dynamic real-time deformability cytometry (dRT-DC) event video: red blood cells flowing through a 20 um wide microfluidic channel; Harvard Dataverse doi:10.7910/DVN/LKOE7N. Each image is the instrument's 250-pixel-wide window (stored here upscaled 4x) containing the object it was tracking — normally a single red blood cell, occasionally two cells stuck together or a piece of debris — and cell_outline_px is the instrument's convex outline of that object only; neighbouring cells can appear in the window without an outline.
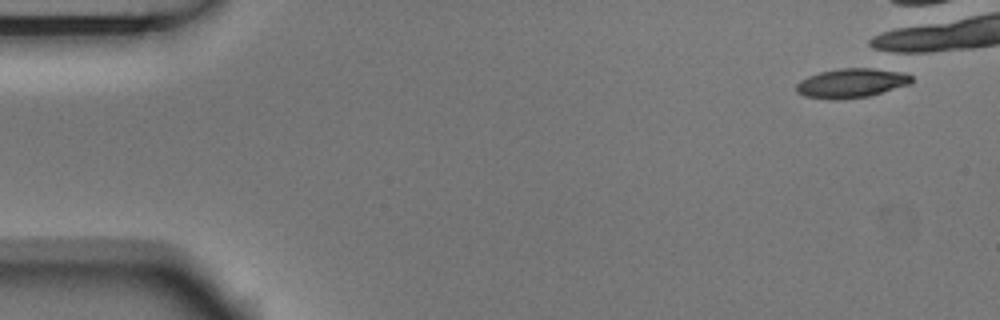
{"species": "Egyptian fruit bat (a non-hibernating species)", "species_latin": "Rousettus aegyptiacus", "temperature_condition": "room temperature", "stored_images_in_passage": 1, "camera_frame_rate_fps": 3000, "um_per_image_px": 0.085, "animal": {"sex": "male"}, "frame": {"image": 1, "passage_image": 1, "time_ms": 0.0, "image_size_px": [1000, 320], "cell_outline_px": [[912, 80], [908, 84], [868, 96], [836, 100], [832, 100], [804, 96], [796, 92], [796, 84], [800, 80], [808, 76], [820, 72], [840, 68], [892, 68], [912, 76]], "centroid_in_image_um": [72.36, 7.04], "position_along_channel_um": 12.6, "area_um2": 19.83}}